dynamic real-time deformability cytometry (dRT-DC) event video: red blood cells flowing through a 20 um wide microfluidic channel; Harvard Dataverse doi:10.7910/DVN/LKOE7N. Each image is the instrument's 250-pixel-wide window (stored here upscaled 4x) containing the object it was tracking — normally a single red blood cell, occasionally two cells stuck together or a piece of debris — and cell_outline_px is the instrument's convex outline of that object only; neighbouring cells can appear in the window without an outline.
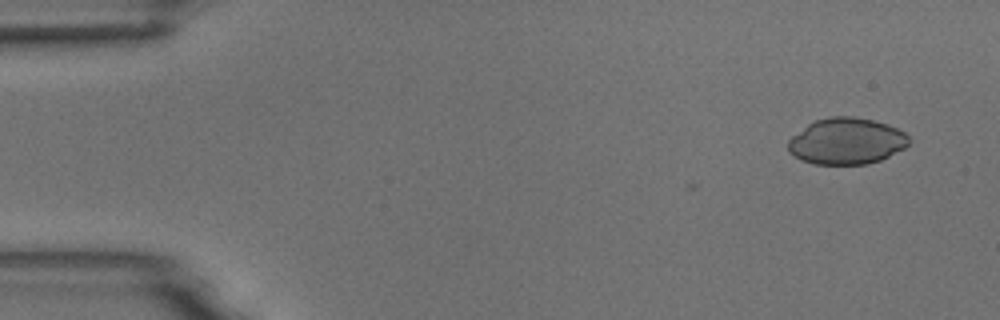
{"species": "common noctule bat (a hibernating species)", "species_latin": "Nyctalus noctula", "temperature_condition": "room temperature", "stored_images_in_passage": 2, "camera_frame_rate_fps": 3000, "um_per_image_px": 0.085, "animal": {"sex": "male", "body_mass_g": 18.8}, "frame": {"image": 1, "passage_image": 2, "time_ms": 1.0, "image_size_px": [1000, 320], "cell_outline_px": [[912, 140], [904, 148], [880, 160], [868, 164], [816, 164], [800, 160], [788, 152], [788, 140], [792, 136], [808, 124], [816, 120], [832, 116], [856, 116], [888, 124], [904, 132]], "centroid_in_image_um": [71.95, 12.0], "position_along_channel_um": 13.1, "area_um2": 32.71}}